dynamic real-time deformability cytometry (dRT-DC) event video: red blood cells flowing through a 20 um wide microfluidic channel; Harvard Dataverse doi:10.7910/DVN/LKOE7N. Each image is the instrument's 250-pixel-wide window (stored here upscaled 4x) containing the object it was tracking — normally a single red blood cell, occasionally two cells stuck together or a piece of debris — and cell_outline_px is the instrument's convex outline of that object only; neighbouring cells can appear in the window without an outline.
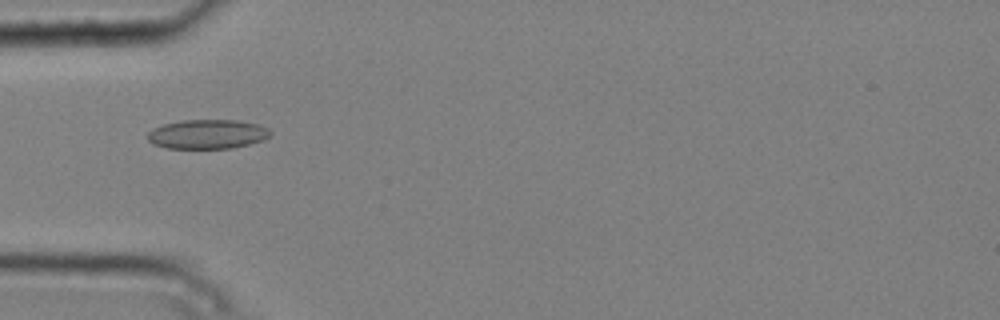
{"species": "common noctule bat (a hibernating species)", "species_latin": "Nyctalus noctula", "temperature_condition": "cold", "stored_images_in_passage": 4, "camera_frame_rate_fps": 3000, "um_per_image_px": 0.085, "animal": {"sex": "male", "body_mass_g": 20.4}, "frame": {"image": 1, "passage_image": 2, "time_ms": 0.333, "image_size_px": [1000, 320], "cell_outline_px": [[272, 132], [264, 140], [232, 148], [168, 148], [152, 144], [148, 140], [148, 132], [152, 128], [164, 124], [184, 120], [236, 120], [260, 124], [268, 128]], "centroid_in_image_um": [17.64, 11.4], "position_along_channel_um": 67.4, "area_um2": 20.98}}
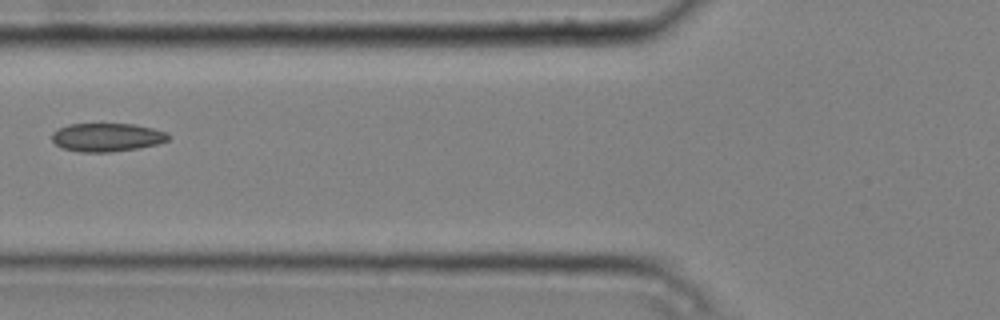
{"frame": {"image": 2, "passage_image": 3, "time_ms": 0.667, "image_size_px": [1000, 320], "cell_outline_px": [[172, 136], [168, 140], [156, 144], [136, 148], [112, 152], [80, 152], [64, 148], [56, 144], [52, 140], [52, 132], [68, 124], [132, 124], [152, 128], [168, 132]], "centroid_in_image_um": [9.11, 11.67], "position_along_channel_um": 116.7, "area_um2": 19.19}}
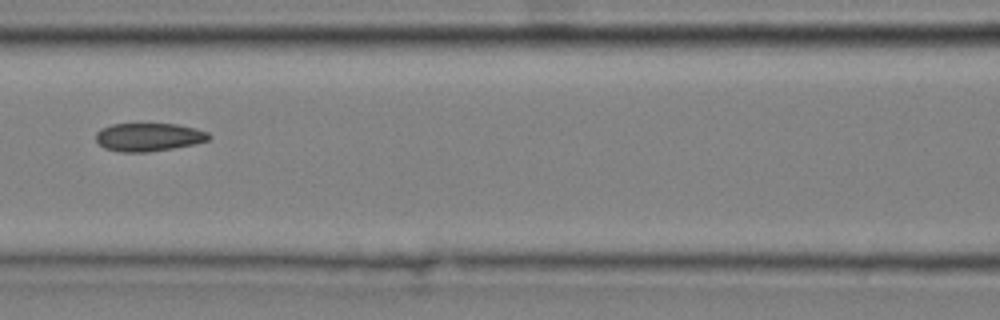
{"frame": {"image": 3, "passage_image": 4, "time_ms": 1.0, "image_size_px": [1000, 320], "cell_outline_px": [[212, 136], [208, 140], [196, 144], [148, 152], [120, 152], [104, 148], [96, 140], [96, 132], [100, 128], [112, 124], [176, 124], [196, 128], [208, 132]], "centroid_in_image_um": [12.64, 11.65], "position_along_channel_um": 154.0, "area_um2": 18.67}}